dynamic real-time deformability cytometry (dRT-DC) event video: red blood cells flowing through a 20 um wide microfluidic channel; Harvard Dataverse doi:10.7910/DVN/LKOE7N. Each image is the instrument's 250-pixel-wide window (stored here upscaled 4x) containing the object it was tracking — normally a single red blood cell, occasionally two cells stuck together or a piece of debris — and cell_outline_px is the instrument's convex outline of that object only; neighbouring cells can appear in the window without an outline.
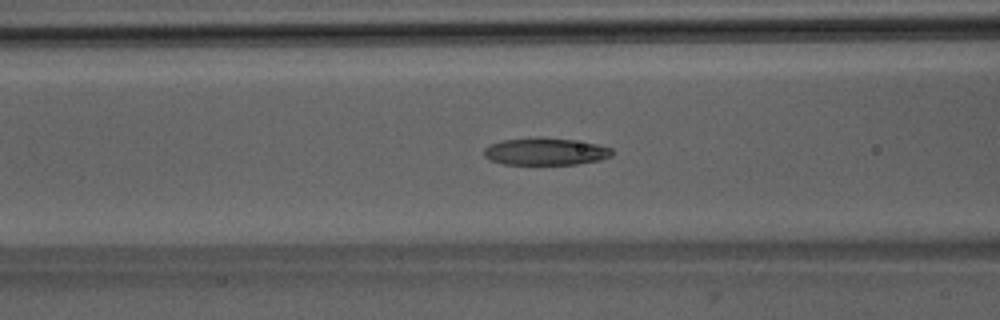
{"species": "Egyptian fruit bat (a non-hibernating species)", "species_latin": "Rousettus aegyptiacus", "temperature_condition": "room temperature", "stored_images_in_passage": 44, "camera_frame_rate_fps": 3000, "um_per_image_px": 0.085, "animal": {"sex": "male"}, "frame": {"image": 1, "passage_image": 13, "time_ms": 4.0, "image_size_px": [1000, 320], "cell_outline_px": [[612, 156], [600, 160], [576, 164], [504, 164], [488, 160], [484, 156], [484, 148], [488, 144], [504, 140], [536, 136], [572, 140], [596, 144], [612, 148]], "centroid_in_image_um": [46.32, 12.87], "position_along_channel_um": 120.3, "area_um2": 20.46}, "authors_computed_cell_mechanics": {"area_um2": 20.4612, "velocity_mm_per_s": 4.0066, "shape_relaxation_time_tau1_ms": 5.1369, "shape_relaxation_time_tau2_ms": 2.2074, "deformation_change_tau1": 0.1901, "deformation_change_tau2": 0.0985}}